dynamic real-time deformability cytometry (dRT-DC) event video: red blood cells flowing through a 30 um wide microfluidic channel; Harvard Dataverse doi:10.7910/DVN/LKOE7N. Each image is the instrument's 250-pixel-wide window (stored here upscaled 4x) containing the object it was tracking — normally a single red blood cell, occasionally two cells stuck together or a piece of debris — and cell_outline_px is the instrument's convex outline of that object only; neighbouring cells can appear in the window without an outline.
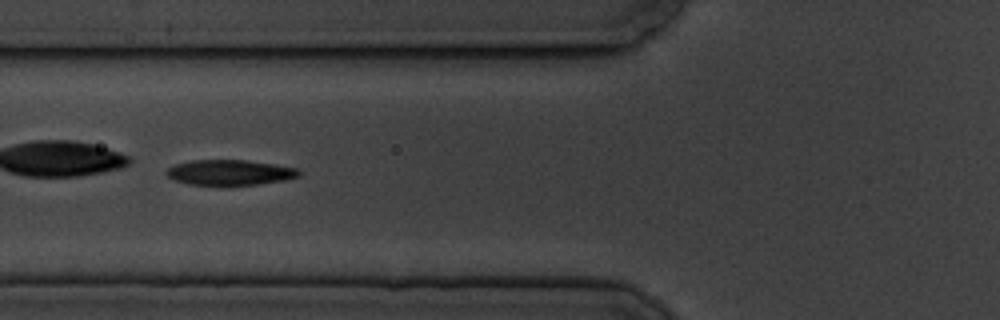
{"species": "common noctule bat (a hibernating species)", "species_latin": "Nyctalus noctula", "temperature_condition": "cold", "stored_images_in_passage": 6, "camera_frame_rate_fps": 3000, "um_per_image_px": 0.085, "animal": {"sex": "male", "body_mass_g": 19.5, "forearm_length_mm": 54.6}, "frame": {"image": 1, "passage_image": 6, "time_ms": 5.667, "image_size_px": [1000, 320], "cell_outline_px": [[300, 176], [284, 180], [256, 184], [224, 188], [188, 184], [172, 180], [164, 172], [168, 168], [176, 164], [192, 160], [244, 160], [276, 164], [296, 168], [300, 172]], "centroid_in_image_um": [19.48, 14.7], "position_along_channel_um": 106.3, "area_um2": 20.29}}